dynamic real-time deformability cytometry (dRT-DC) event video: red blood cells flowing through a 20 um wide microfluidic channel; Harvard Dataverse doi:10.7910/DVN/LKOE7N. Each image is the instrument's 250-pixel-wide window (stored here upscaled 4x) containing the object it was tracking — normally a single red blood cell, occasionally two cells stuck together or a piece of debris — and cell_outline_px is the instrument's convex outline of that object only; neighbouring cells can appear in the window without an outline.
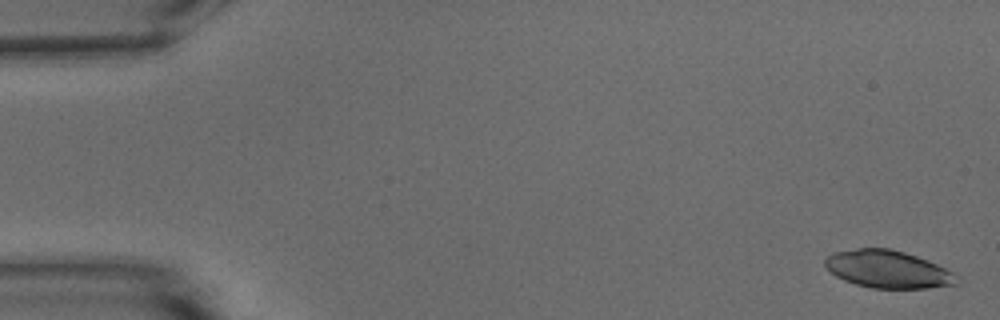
{"species": "common noctule bat (a hibernating species)", "species_latin": "Nyctalus noctula", "temperature_condition": "warm", "stored_images_in_passage": 54, "camera_frame_rate_fps": 3000, "um_per_image_px": 0.085, "animal": {"sex": "male", "body_mass_g": 15.6}, "frame": {"image": 1, "passage_image": 1, "time_ms": 0.0, "image_size_px": [1000, 320], "cell_outline_px": [[960, 284], [924, 288], [872, 288], [856, 284], [844, 280], [836, 276], [824, 264], [824, 260], [832, 252], [856, 248], [888, 248], [904, 252], [916, 256], [936, 264], [952, 272]], "centroid_in_image_um": [75.44, 22.88], "position_along_channel_um": 9.6, "area_um2": 28.55}}
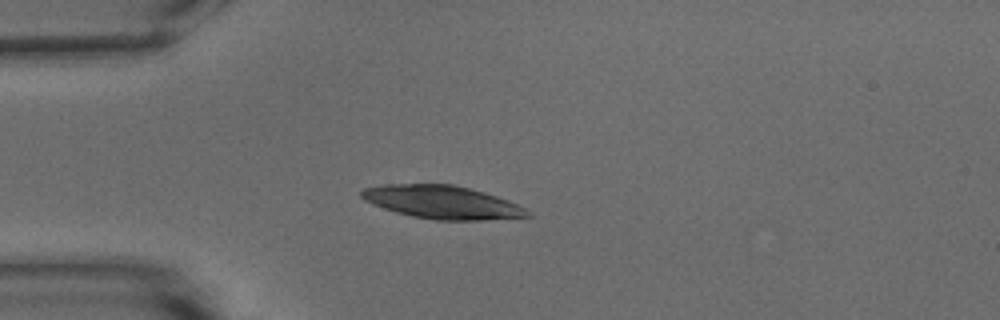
{"frame": {"image": 2, "passage_image": 14, "time_ms": 4.333, "image_size_px": [1000, 320], "cell_outline_px": [[536, 216], [484, 220], [436, 220], [412, 216], [396, 212], [372, 204], [364, 200], [360, 196], [360, 192], [364, 188], [384, 184], [452, 184], [484, 192], [508, 200], [532, 212]], "centroid_in_image_um": [37.6, 17.19], "position_along_channel_um": 47.4, "area_um2": 32.08}}
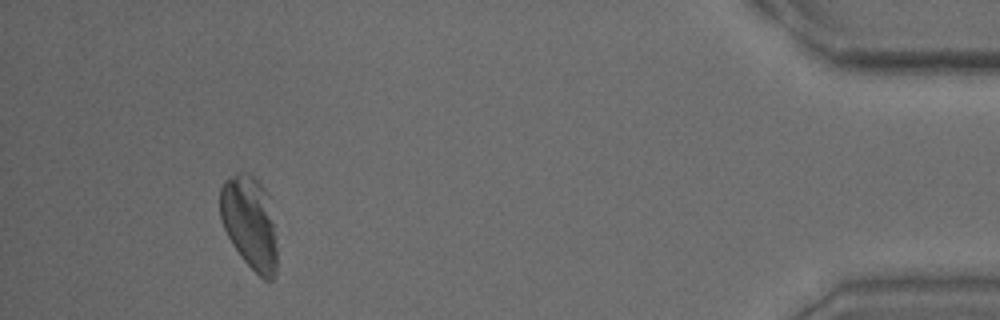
{"frame": {"image": 3, "passage_image": 50, "time_ms": 16.333, "image_size_px": [1000, 320], "cell_outline_px": [[276, 272], [272, 280], [264, 280], [240, 256], [232, 244], [220, 220], [220, 188], [224, 180], [236, 172], [248, 172], [268, 192], [276, 236]], "centroid_in_image_um": [21.21, 18.9], "position_along_channel_um": 414.0, "area_um2": 31.04}}